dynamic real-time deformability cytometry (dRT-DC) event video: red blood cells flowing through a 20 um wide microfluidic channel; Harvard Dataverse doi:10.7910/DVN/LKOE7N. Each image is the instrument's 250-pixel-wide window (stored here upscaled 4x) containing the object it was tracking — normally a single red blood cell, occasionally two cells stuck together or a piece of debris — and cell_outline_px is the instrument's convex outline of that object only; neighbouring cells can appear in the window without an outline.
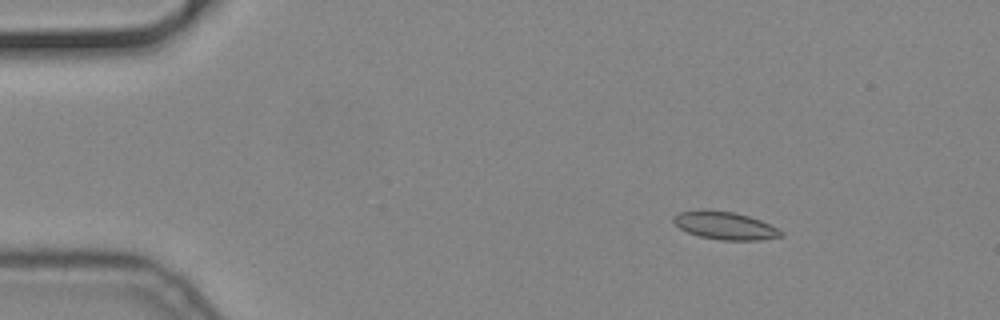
{"species": "common noctule bat (a hibernating species)", "species_latin": "Nyctalus noctula", "temperature_condition": "cold", "stored_images_in_passage": 49, "camera_frame_rate_fps": 3000, "um_per_image_px": 0.085, "animal": {"sex": "male", "body_mass_g": 19.2, "forearm_length_mm": 51.8}, "frame": {"image": 1, "passage_image": 1, "time_ms": 0.0, "image_size_px": [1000, 320], "cell_outline_px": [[784, 236], [756, 240], [720, 240], [700, 236], [688, 232], [680, 228], [672, 220], [672, 216], [680, 212], [696, 208], [704, 208], [736, 212], [760, 220], [784, 232]], "centroid_in_image_um": [61.57, 19.14], "position_along_channel_um": 23.4, "area_um2": 17.63}}
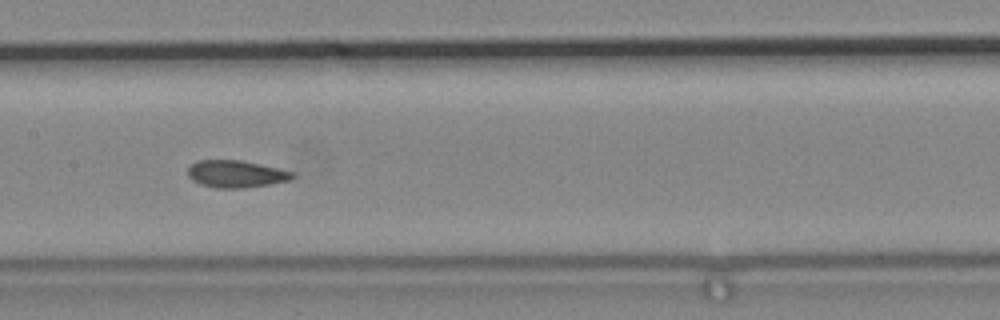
{"frame": {"image": 2, "passage_image": 21, "time_ms": 6.667, "image_size_px": [1000, 320], "cell_outline_px": [[296, 176], [292, 180], [244, 188], [216, 188], [200, 184], [192, 180], [188, 176], [188, 168], [196, 160], [240, 160], [276, 168], [292, 172]], "centroid_in_image_um": [20.03, 14.79], "position_along_channel_um": 187.4, "area_um2": 16.47}}
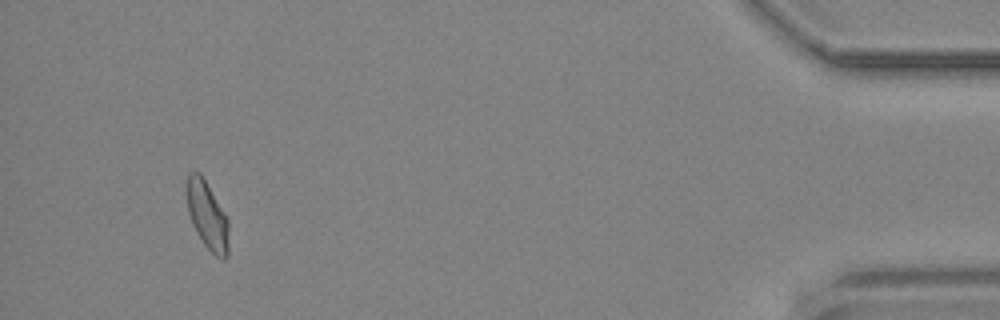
{"frame": {"image": 3, "passage_image": 46, "time_ms": 15.0, "image_size_px": [1000, 320], "cell_outline_px": [[228, 256], [224, 260], [216, 256], [204, 244], [196, 232], [192, 224], [188, 212], [188, 172], [200, 172], [228, 220]], "centroid_in_image_um": [17.63, 18.36], "position_along_channel_um": 417.6, "area_um2": 16.13}}